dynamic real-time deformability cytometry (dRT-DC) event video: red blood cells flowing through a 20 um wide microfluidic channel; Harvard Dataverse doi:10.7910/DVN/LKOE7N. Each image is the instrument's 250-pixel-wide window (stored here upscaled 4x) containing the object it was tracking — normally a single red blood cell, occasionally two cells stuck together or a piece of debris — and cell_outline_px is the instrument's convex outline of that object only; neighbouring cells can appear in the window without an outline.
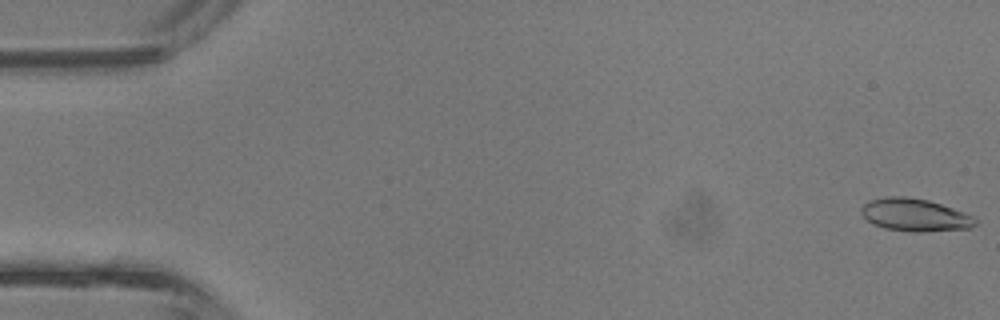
{"species": "common noctule bat (a hibernating species)", "species_latin": "Nyctalus noctula", "temperature_condition": "room temperature", "stored_images_in_passage": 7, "camera_frame_rate_fps": 3000, "um_per_image_px": 0.085, "animal": {"sex": "male", "body_mass_g": 13.3}, "frame": {"image": 1, "passage_image": 1, "time_ms": 0.0, "image_size_px": [1000, 320], "cell_outline_px": [[980, 220], [976, 224], [968, 228], [924, 232], [912, 232], [884, 228], [872, 224], [860, 212], [860, 208], [868, 200], [884, 196], [904, 196], [928, 200], [976, 216]], "centroid_in_image_um": [77.77, 18.27], "position_along_channel_um": 7.2, "area_um2": 21.96}}